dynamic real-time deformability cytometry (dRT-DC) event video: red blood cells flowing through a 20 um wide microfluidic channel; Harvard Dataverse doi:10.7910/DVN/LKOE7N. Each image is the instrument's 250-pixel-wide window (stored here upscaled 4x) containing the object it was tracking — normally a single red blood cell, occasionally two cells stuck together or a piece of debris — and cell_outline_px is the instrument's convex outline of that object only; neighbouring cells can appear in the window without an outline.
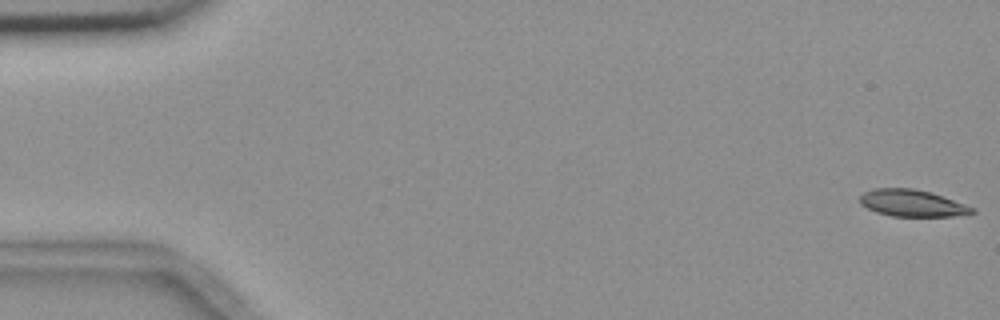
{"species": "common noctule bat (a hibernating species)", "species_latin": "Nyctalus noctula", "temperature_condition": "room temperature", "stored_images_in_passage": 57, "segment_of_instrument_passage": [1, 2], "camera_frame_rate_fps": 3000, "um_per_image_px": 0.085, "animal": {"sex": "female", "body_mass_g": 18.4}, "frame": {"image": 1, "passage_image": 1, "time_ms": 0.0, "image_size_px": [1000, 320], "cell_outline_px": [[976, 212], [952, 216], [892, 216], [876, 212], [860, 204], [860, 196], [864, 192], [872, 188], [912, 188], [932, 192], [976, 208]], "centroid_in_image_um": [77.53, 17.26], "position_along_channel_um": 7.5, "area_um2": 17.57}}
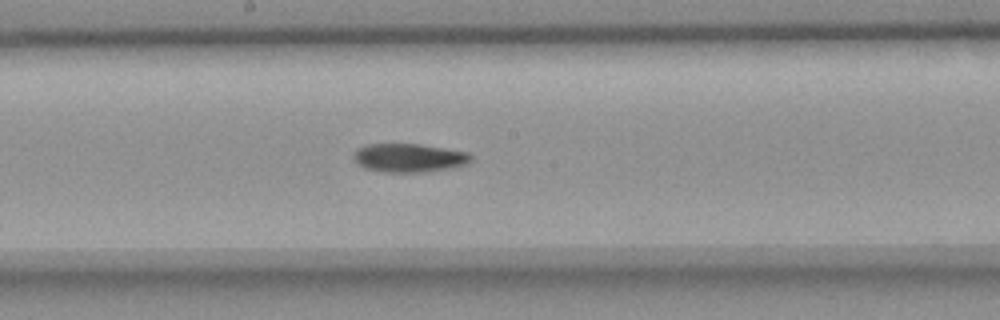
{"frame": {"image": 2, "passage_image": 30, "time_ms": 9.667, "image_size_px": [1000, 320], "cell_outline_px": [[472, 160], [468, 164], [448, 168], [424, 172], [384, 172], [364, 168], [352, 156], [356, 148], [364, 144], [420, 144], [468, 152], [472, 156]], "centroid_in_image_um": [34.76, 13.41], "position_along_channel_um": 213.4, "area_um2": 19.59}}
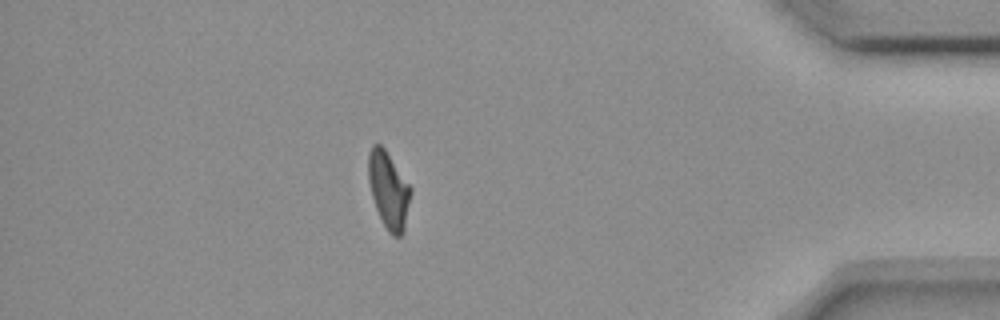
{"frame": {"image": 3, "passage_image": 49, "time_ms": 16.0, "image_size_px": [1000, 320], "cell_outline_px": [[412, 192], [404, 232], [400, 236], [392, 236], [388, 232], [376, 208], [372, 196], [368, 180], [368, 152], [372, 144], [380, 144], [384, 148], [412, 188]], "centroid_in_image_um": [33.04, 16.16], "position_along_channel_um": 402.2, "area_um2": 18.96}}